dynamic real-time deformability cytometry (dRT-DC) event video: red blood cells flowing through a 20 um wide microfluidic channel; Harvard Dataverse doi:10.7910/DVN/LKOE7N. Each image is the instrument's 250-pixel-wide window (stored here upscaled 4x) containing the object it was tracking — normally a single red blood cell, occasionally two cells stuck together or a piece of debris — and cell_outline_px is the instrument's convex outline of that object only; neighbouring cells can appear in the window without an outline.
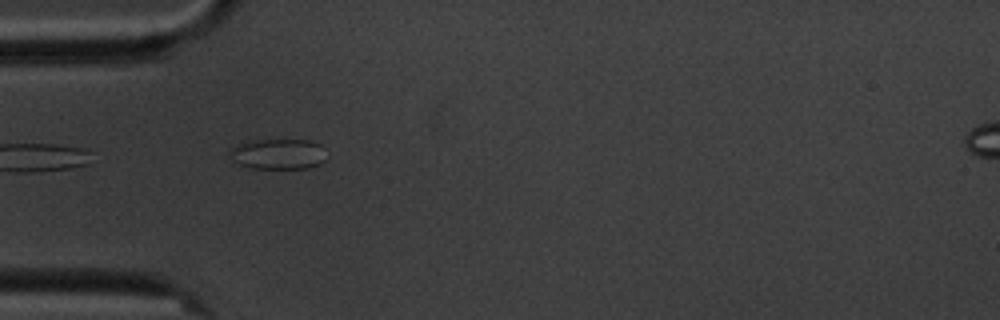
{"species": "common noctule bat (a hibernating species)", "species_latin": "Nyctalus noctula", "temperature_condition": "cold", "stored_images_in_passage": 5, "camera_frame_rate_fps": 3000, "um_per_image_px": 0.085, "animal": {"sex": "male", "body_mass_g": 20.1, "forearm_length_mm": 53.5}, "frame": {"image": 1, "passage_image": 4, "time_ms": 4.333, "image_size_px": [1000, 320], "cell_outline_px": [[324, 160], [320, 164], [308, 168], [252, 168], [240, 164], [236, 160], [232, 152], [232, 148], [240, 144], [252, 140], [308, 140], [320, 144]], "centroid_in_image_um": [23.69, 13.09], "position_along_channel_um": 61.3, "area_um2": 16.53}}